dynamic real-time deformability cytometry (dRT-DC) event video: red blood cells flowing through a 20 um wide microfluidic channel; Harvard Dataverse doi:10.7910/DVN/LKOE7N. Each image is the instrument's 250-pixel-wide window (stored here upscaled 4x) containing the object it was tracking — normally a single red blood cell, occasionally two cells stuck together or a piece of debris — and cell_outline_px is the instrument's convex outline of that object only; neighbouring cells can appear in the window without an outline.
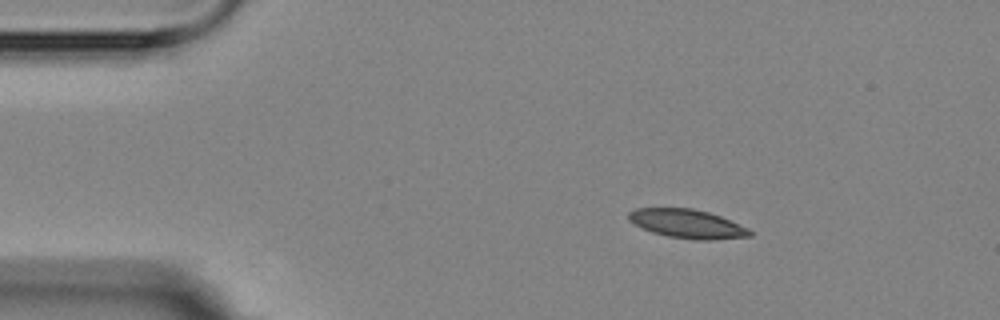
{"species": "Egyptian fruit bat (a non-hibernating species)", "species_latin": "Rousettus aegyptiacus", "temperature_condition": "room temperature", "stored_images_in_passage": 3, "camera_frame_rate_fps": 3000, "um_per_image_px": 0.085, "animal": {"sex": "female"}, "frame": {"image": 1, "passage_image": 1, "time_ms": 0.0, "image_size_px": [1000, 320], "cell_outline_px": [[752, 236], [708, 240], [696, 240], [668, 236], [652, 232], [632, 224], [628, 220], [628, 212], [636, 208], [692, 208], [708, 212], [720, 216], [748, 228], [752, 232]], "centroid_in_image_um": [58.38, 19.02], "position_along_channel_um": 26.6, "area_um2": 20.35}}